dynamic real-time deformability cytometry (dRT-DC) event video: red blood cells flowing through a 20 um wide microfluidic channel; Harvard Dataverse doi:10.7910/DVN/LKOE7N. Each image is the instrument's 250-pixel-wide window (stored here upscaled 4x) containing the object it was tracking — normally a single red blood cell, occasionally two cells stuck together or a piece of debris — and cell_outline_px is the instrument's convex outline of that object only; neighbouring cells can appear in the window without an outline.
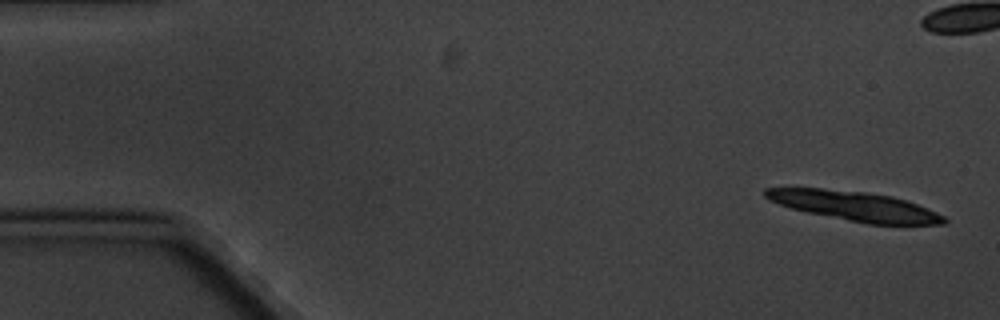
{"species": "common noctule bat (a hibernating species)", "species_latin": "Nyctalus noctula", "temperature_condition": "cold", "stored_images_in_passage": 4, "camera_frame_rate_fps": 3000, "um_per_image_px": 0.085, "animal": {"sex": "male", "body_mass_g": 20.1, "forearm_length_mm": 53.5}, "frame": {"image": 1, "passage_image": 1, "time_ms": 0.0, "image_size_px": [1000, 320], "cell_outline_px": [[948, 220], [944, 224], [868, 224], [808, 212], [792, 208], [768, 200], [764, 196], [764, 188], [824, 188], [868, 192], [892, 196], [908, 200], [928, 208], [944, 216]], "centroid_in_image_um": [72.68, 17.5], "position_along_channel_um": 12.3, "area_um2": 30.58}}